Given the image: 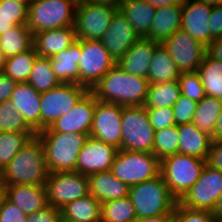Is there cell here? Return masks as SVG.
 <instances>
[{"label":"cell","instance_id":"obj_1","mask_svg":"<svg viewBox=\"0 0 222 222\" xmlns=\"http://www.w3.org/2000/svg\"><path fill=\"white\" fill-rule=\"evenodd\" d=\"M149 84L147 78L127 73L116 64L90 91L102 102L140 106L145 103Z\"/></svg>","mask_w":222,"mask_h":222},{"label":"cell","instance_id":"obj_2","mask_svg":"<svg viewBox=\"0 0 222 222\" xmlns=\"http://www.w3.org/2000/svg\"><path fill=\"white\" fill-rule=\"evenodd\" d=\"M43 144L36 135L19 150L2 170V184L44 185L48 177Z\"/></svg>","mask_w":222,"mask_h":222},{"label":"cell","instance_id":"obj_3","mask_svg":"<svg viewBox=\"0 0 222 222\" xmlns=\"http://www.w3.org/2000/svg\"><path fill=\"white\" fill-rule=\"evenodd\" d=\"M36 135L43 144L49 173L76 171L78 155L88 139V135L55 132L50 127Z\"/></svg>","mask_w":222,"mask_h":222},{"label":"cell","instance_id":"obj_4","mask_svg":"<svg viewBox=\"0 0 222 222\" xmlns=\"http://www.w3.org/2000/svg\"><path fill=\"white\" fill-rule=\"evenodd\" d=\"M128 197L135 208L137 218H149L173 213L176 200L159 176L129 187Z\"/></svg>","mask_w":222,"mask_h":222},{"label":"cell","instance_id":"obj_5","mask_svg":"<svg viewBox=\"0 0 222 222\" xmlns=\"http://www.w3.org/2000/svg\"><path fill=\"white\" fill-rule=\"evenodd\" d=\"M207 160L182 153L164 157L160 161L162 175L172 197L179 202L199 179Z\"/></svg>","mask_w":222,"mask_h":222},{"label":"cell","instance_id":"obj_6","mask_svg":"<svg viewBox=\"0 0 222 222\" xmlns=\"http://www.w3.org/2000/svg\"><path fill=\"white\" fill-rule=\"evenodd\" d=\"M160 160L148 152L118 150L110 172L129 187L160 175Z\"/></svg>","mask_w":222,"mask_h":222},{"label":"cell","instance_id":"obj_7","mask_svg":"<svg viewBox=\"0 0 222 222\" xmlns=\"http://www.w3.org/2000/svg\"><path fill=\"white\" fill-rule=\"evenodd\" d=\"M76 7L72 0H34L28 7L27 27L34 34L74 26Z\"/></svg>","mask_w":222,"mask_h":222},{"label":"cell","instance_id":"obj_8","mask_svg":"<svg viewBox=\"0 0 222 222\" xmlns=\"http://www.w3.org/2000/svg\"><path fill=\"white\" fill-rule=\"evenodd\" d=\"M121 127L122 150L153 153L155 130L144 105L124 106Z\"/></svg>","mask_w":222,"mask_h":222},{"label":"cell","instance_id":"obj_9","mask_svg":"<svg viewBox=\"0 0 222 222\" xmlns=\"http://www.w3.org/2000/svg\"><path fill=\"white\" fill-rule=\"evenodd\" d=\"M88 91L78 83H60L41 93V131L67 114Z\"/></svg>","mask_w":222,"mask_h":222},{"label":"cell","instance_id":"obj_10","mask_svg":"<svg viewBox=\"0 0 222 222\" xmlns=\"http://www.w3.org/2000/svg\"><path fill=\"white\" fill-rule=\"evenodd\" d=\"M79 84L91 90L116 65L100 40L80 39Z\"/></svg>","mask_w":222,"mask_h":222},{"label":"cell","instance_id":"obj_11","mask_svg":"<svg viewBox=\"0 0 222 222\" xmlns=\"http://www.w3.org/2000/svg\"><path fill=\"white\" fill-rule=\"evenodd\" d=\"M45 187L48 205L58 209L89 194L88 176L77 171L49 173Z\"/></svg>","mask_w":222,"mask_h":222},{"label":"cell","instance_id":"obj_12","mask_svg":"<svg viewBox=\"0 0 222 222\" xmlns=\"http://www.w3.org/2000/svg\"><path fill=\"white\" fill-rule=\"evenodd\" d=\"M117 10L89 1L77 4L74 18L76 39L100 40L112 23Z\"/></svg>","mask_w":222,"mask_h":222},{"label":"cell","instance_id":"obj_13","mask_svg":"<svg viewBox=\"0 0 222 222\" xmlns=\"http://www.w3.org/2000/svg\"><path fill=\"white\" fill-rule=\"evenodd\" d=\"M222 193V171L206 163L199 179L179 201L181 205L193 210L213 211Z\"/></svg>","mask_w":222,"mask_h":222},{"label":"cell","instance_id":"obj_14","mask_svg":"<svg viewBox=\"0 0 222 222\" xmlns=\"http://www.w3.org/2000/svg\"><path fill=\"white\" fill-rule=\"evenodd\" d=\"M180 73L195 72L207 54V47L182 29L162 42Z\"/></svg>","mask_w":222,"mask_h":222},{"label":"cell","instance_id":"obj_15","mask_svg":"<svg viewBox=\"0 0 222 222\" xmlns=\"http://www.w3.org/2000/svg\"><path fill=\"white\" fill-rule=\"evenodd\" d=\"M123 106L96 99L90 136L121 149V115Z\"/></svg>","mask_w":222,"mask_h":222},{"label":"cell","instance_id":"obj_16","mask_svg":"<svg viewBox=\"0 0 222 222\" xmlns=\"http://www.w3.org/2000/svg\"><path fill=\"white\" fill-rule=\"evenodd\" d=\"M118 150L89 136L78 155L76 171L85 176L110 171Z\"/></svg>","mask_w":222,"mask_h":222},{"label":"cell","instance_id":"obj_17","mask_svg":"<svg viewBox=\"0 0 222 222\" xmlns=\"http://www.w3.org/2000/svg\"><path fill=\"white\" fill-rule=\"evenodd\" d=\"M95 108L96 97L89 90L67 114L57 119L50 128L55 132L82 133L90 136Z\"/></svg>","mask_w":222,"mask_h":222},{"label":"cell","instance_id":"obj_18","mask_svg":"<svg viewBox=\"0 0 222 222\" xmlns=\"http://www.w3.org/2000/svg\"><path fill=\"white\" fill-rule=\"evenodd\" d=\"M139 39L140 36L135 32L131 23L118 9L100 41L115 62H118Z\"/></svg>","mask_w":222,"mask_h":222},{"label":"cell","instance_id":"obj_19","mask_svg":"<svg viewBox=\"0 0 222 222\" xmlns=\"http://www.w3.org/2000/svg\"><path fill=\"white\" fill-rule=\"evenodd\" d=\"M211 10L212 6L202 0H186L182 5L181 29L206 47L210 44Z\"/></svg>","mask_w":222,"mask_h":222},{"label":"cell","instance_id":"obj_20","mask_svg":"<svg viewBox=\"0 0 222 222\" xmlns=\"http://www.w3.org/2000/svg\"><path fill=\"white\" fill-rule=\"evenodd\" d=\"M23 115L27 125L37 134L41 131V93L28 82H17L9 99Z\"/></svg>","mask_w":222,"mask_h":222},{"label":"cell","instance_id":"obj_21","mask_svg":"<svg viewBox=\"0 0 222 222\" xmlns=\"http://www.w3.org/2000/svg\"><path fill=\"white\" fill-rule=\"evenodd\" d=\"M158 44L152 39L140 38L116 64L127 73L148 79L150 63Z\"/></svg>","mask_w":222,"mask_h":222},{"label":"cell","instance_id":"obj_22","mask_svg":"<svg viewBox=\"0 0 222 222\" xmlns=\"http://www.w3.org/2000/svg\"><path fill=\"white\" fill-rule=\"evenodd\" d=\"M6 199L16 205L26 215L48 206L44 185L14 184L5 186Z\"/></svg>","mask_w":222,"mask_h":222},{"label":"cell","instance_id":"obj_23","mask_svg":"<svg viewBox=\"0 0 222 222\" xmlns=\"http://www.w3.org/2000/svg\"><path fill=\"white\" fill-rule=\"evenodd\" d=\"M76 41L74 26L39 31L33 34V46L40 57H52Z\"/></svg>","mask_w":222,"mask_h":222},{"label":"cell","instance_id":"obj_24","mask_svg":"<svg viewBox=\"0 0 222 222\" xmlns=\"http://www.w3.org/2000/svg\"><path fill=\"white\" fill-rule=\"evenodd\" d=\"M178 153L208 160L212 137L198 129L193 122L178 125Z\"/></svg>","mask_w":222,"mask_h":222},{"label":"cell","instance_id":"obj_25","mask_svg":"<svg viewBox=\"0 0 222 222\" xmlns=\"http://www.w3.org/2000/svg\"><path fill=\"white\" fill-rule=\"evenodd\" d=\"M89 194L101 204L110 200L128 197L129 186L120 181L110 171L97 172L88 176Z\"/></svg>","mask_w":222,"mask_h":222},{"label":"cell","instance_id":"obj_26","mask_svg":"<svg viewBox=\"0 0 222 222\" xmlns=\"http://www.w3.org/2000/svg\"><path fill=\"white\" fill-rule=\"evenodd\" d=\"M80 39L67 49L50 57L51 68L60 83L79 84Z\"/></svg>","mask_w":222,"mask_h":222},{"label":"cell","instance_id":"obj_27","mask_svg":"<svg viewBox=\"0 0 222 222\" xmlns=\"http://www.w3.org/2000/svg\"><path fill=\"white\" fill-rule=\"evenodd\" d=\"M182 5L156 8L149 34L145 37L162 43L181 29Z\"/></svg>","mask_w":222,"mask_h":222},{"label":"cell","instance_id":"obj_28","mask_svg":"<svg viewBox=\"0 0 222 222\" xmlns=\"http://www.w3.org/2000/svg\"><path fill=\"white\" fill-rule=\"evenodd\" d=\"M120 11L125 15L140 38L146 37L151 29L156 8L146 0H124Z\"/></svg>","mask_w":222,"mask_h":222},{"label":"cell","instance_id":"obj_29","mask_svg":"<svg viewBox=\"0 0 222 222\" xmlns=\"http://www.w3.org/2000/svg\"><path fill=\"white\" fill-rule=\"evenodd\" d=\"M60 211L63 220L72 222L101 221V203L90 194L66 204Z\"/></svg>","mask_w":222,"mask_h":222},{"label":"cell","instance_id":"obj_30","mask_svg":"<svg viewBox=\"0 0 222 222\" xmlns=\"http://www.w3.org/2000/svg\"><path fill=\"white\" fill-rule=\"evenodd\" d=\"M180 71L173 58L168 53L162 43H159L154 50V55L150 63L148 80L150 84L170 82L177 80Z\"/></svg>","mask_w":222,"mask_h":222},{"label":"cell","instance_id":"obj_31","mask_svg":"<svg viewBox=\"0 0 222 222\" xmlns=\"http://www.w3.org/2000/svg\"><path fill=\"white\" fill-rule=\"evenodd\" d=\"M33 46V34L27 25H15L0 35V49L4 59L13 57Z\"/></svg>","mask_w":222,"mask_h":222},{"label":"cell","instance_id":"obj_32","mask_svg":"<svg viewBox=\"0 0 222 222\" xmlns=\"http://www.w3.org/2000/svg\"><path fill=\"white\" fill-rule=\"evenodd\" d=\"M222 109V99L206 95L197 102L193 123L202 132L207 133L213 139L214 130Z\"/></svg>","mask_w":222,"mask_h":222},{"label":"cell","instance_id":"obj_33","mask_svg":"<svg viewBox=\"0 0 222 222\" xmlns=\"http://www.w3.org/2000/svg\"><path fill=\"white\" fill-rule=\"evenodd\" d=\"M197 72L205 94L222 99V62L207 53Z\"/></svg>","mask_w":222,"mask_h":222},{"label":"cell","instance_id":"obj_34","mask_svg":"<svg viewBox=\"0 0 222 222\" xmlns=\"http://www.w3.org/2000/svg\"><path fill=\"white\" fill-rule=\"evenodd\" d=\"M180 95L177 80L149 84L144 106L146 108L173 107Z\"/></svg>","mask_w":222,"mask_h":222},{"label":"cell","instance_id":"obj_35","mask_svg":"<svg viewBox=\"0 0 222 222\" xmlns=\"http://www.w3.org/2000/svg\"><path fill=\"white\" fill-rule=\"evenodd\" d=\"M37 56L38 54L34 46H32L24 52L4 59L0 71L7 75L11 80L16 82H27Z\"/></svg>","mask_w":222,"mask_h":222},{"label":"cell","instance_id":"obj_36","mask_svg":"<svg viewBox=\"0 0 222 222\" xmlns=\"http://www.w3.org/2000/svg\"><path fill=\"white\" fill-rule=\"evenodd\" d=\"M27 82L39 93L47 92L60 84L51 68L50 58L37 56Z\"/></svg>","mask_w":222,"mask_h":222},{"label":"cell","instance_id":"obj_37","mask_svg":"<svg viewBox=\"0 0 222 222\" xmlns=\"http://www.w3.org/2000/svg\"><path fill=\"white\" fill-rule=\"evenodd\" d=\"M136 218L135 208L129 197L101 204L100 222H134Z\"/></svg>","mask_w":222,"mask_h":222},{"label":"cell","instance_id":"obj_38","mask_svg":"<svg viewBox=\"0 0 222 222\" xmlns=\"http://www.w3.org/2000/svg\"><path fill=\"white\" fill-rule=\"evenodd\" d=\"M36 136V133L0 131V170L2 171L19 150Z\"/></svg>","mask_w":222,"mask_h":222},{"label":"cell","instance_id":"obj_39","mask_svg":"<svg viewBox=\"0 0 222 222\" xmlns=\"http://www.w3.org/2000/svg\"><path fill=\"white\" fill-rule=\"evenodd\" d=\"M28 7L14 0H0V35L15 25H27Z\"/></svg>","mask_w":222,"mask_h":222},{"label":"cell","instance_id":"obj_40","mask_svg":"<svg viewBox=\"0 0 222 222\" xmlns=\"http://www.w3.org/2000/svg\"><path fill=\"white\" fill-rule=\"evenodd\" d=\"M178 125L156 130L153 141V155L160 161L169 155L178 153Z\"/></svg>","mask_w":222,"mask_h":222},{"label":"cell","instance_id":"obj_41","mask_svg":"<svg viewBox=\"0 0 222 222\" xmlns=\"http://www.w3.org/2000/svg\"><path fill=\"white\" fill-rule=\"evenodd\" d=\"M0 131L35 133L10 100L0 103Z\"/></svg>","mask_w":222,"mask_h":222},{"label":"cell","instance_id":"obj_42","mask_svg":"<svg viewBox=\"0 0 222 222\" xmlns=\"http://www.w3.org/2000/svg\"><path fill=\"white\" fill-rule=\"evenodd\" d=\"M181 95L196 102L201 101L205 96V91L201 83L200 75L195 72H182L178 79Z\"/></svg>","mask_w":222,"mask_h":222},{"label":"cell","instance_id":"obj_43","mask_svg":"<svg viewBox=\"0 0 222 222\" xmlns=\"http://www.w3.org/2000/svg\"><path fill=\"white\" fill-rule=\"evenodd\" d=\"M175 222H217L212 211L193 210L176 202L173 209Z\"/></svg>","mask_w":222,"mask_h":222},{"label":"cell","instance_id":"obj_44","mask_svg":"<svg viewBox=\"0 0 222 222\" xmlns=\"http://www.w3.org/2000/svg\"><path fill=\"white\" fill-rule=\"evenodd\" d=\"M146 111L155 131L176 125L172 107L146 108Z\"/></svg>","mask_w":222,"mask_h":222},{"label":"cell","instance_id":"obj_45","mask_svg":"<svg viewBox=\"0 0 222 222\" xmlns=\"http://www.w3.org/2000/svg\"><path fill=\"white\" fill-rule=\"evenodd\" d=\"M196 105V101L180 95L179 99L172 107L176 125L192 122Z\"/></svg>","mask_w":222,"mask_h":222},{"label":"cell","instance_id":"obj_46","mask_svg":"<svg viewBox=\"0 0 222 222\" xmlns=\"http://www.w3.org/2000/svg\"><path fill=\"white\" fill-rule=\"evenodd\" d=\"M0 222H27V215L8 199H5L0 209Z\"/></svg>","mask_w":222,"mask_h":222},{"label":"cell","instance_id":"obj_47","mask_svg":"<svg viewBox=\"0 0 222 222\" xmlns=\"http://www.w3.org/2000/svg\"><path fill=\"white\" fill-rule=\"evenodd\" d=\"M61 211L51 205L27 215V222H60Z\"/></svg>","mask_w":222,"mask_h":222},{"label":"cell","instance_id":"obj_48","mask_svg":"<svg viewBox=\"0 0 222 222\" xmlns=\"http://www.w3.org/2000/svg\"><path fill=\"white\" fill-rule=\"evenodd\" d=\"M210 43L218 37H222V5L212 6L209 17Z\"/></svg>","mask_w":222,"mask_h":222},{"label":"cell","instance_id":"obj_49","mask_svg":"<svg viewBox=\"0 0 222 222\" xmlns=\"http://www.w3.org/2000/svg\"><path fill=\"white\" fill-rule=\"evenodd\" d=\"M207 163L222 171V140H212Z\"/></svg>","mask_w":222,"mask_h":222},{"label":"cell","instance_id":"obj_50","mask_svg":"<svg viewBox=\"0 0 222 222\" xmlns=\"http://www.w3.org/2000/svg\"><path fill=\"white\" fill-rule=\"evenodd\" d=\"M17 82L11 80L0 71V103L8 101L16 87Z\"/></svg>","mask_w":222,"mask_h":222},{"label":"cell","instance_id":"obj_51","mask_svg":"<svg viewBox=\"0 0 222 222\" xmlns=\"http://www.w3.org/2000/svg\"><path fill=\"white\" fill-rule=\"evenodd\" d=\"M207 53L222 62V37L215 38L208 46Z\"/></svg>","mask_w":222,"mask_h":222},{"label":"cell","instance_id":"obj_52","mask_svg":"<svg viewBox=\"0 0 222 222\" xmlns=\"http://www.w3.org/2000/svg\"><path fill=\"white\" fill-rule=\"evenodd\" d=\"M134 222H175L173 213L149 218H136Z\"/></svg>","mask_w":222,"mask_h":222},{"label":"cell","instance_id":"obj_53","mask_svg":"<svg viewBox=\"0 0 222 222\" xmlns=\"http://www.w3.org/2000/svg\"><path fill=\"white\" fill-rule=\"evenodd\" d=\"M150 3V5L154 6L155 8L165 7V6H172V5H183L186 0H146Z\"/></svg>","mask_w":222,"mask_h":222},{"label":"cell","instance_id":"obj_54","mask_svg":"<svg viewBox=\"0 0 222 222\" xmlns=\"http://www.w3.org/2000/svg\"><path fill=\"white\" fill-rule=\"evenodd\" d=\"M124 0H89V2L98 5H106L116 9H120Z\"/></svg>","mask_w":222,"mask_h":222},{"label":"cell","instance_id":"obj_55","mask_svg":"<svg viewBox=\"0 0 222 222\" xmlns=\"http://www.w3.org/2000/svg\"><path fill=\"white\" fill-rule=\"evenodd\" d=\"M212 213L214 214L217 222H222V193L218 197Z\"/></svg>","mask_w":222,"mask_h":222},{"label":"cell","instance_id":"obj_56","mask_svg":"<svg viewBox=\"0 0 222 222\" xmlns=\"http://www.w3.org/2000/svg\"><path fill=\"white\" fill-rule=\"evenodd\" d=\"M213 140H222V109L219 114L217 124L214 130Z\"/></svg>","mask_w":222,"mask_h":222},{"label":"cell","instance_id":"obj_57","mask_svg":"<svg viewBox=\"0 0 222 222\" xmlns=\"http://www.w3.org/2000/svg\"><path fill=\"white\" fill-rule=\"evenodd\" d=\"M5 199H6L5 186L1 183L0 184V209L2 207V203Z\"/></svg>","mask_w":222,"mask_h":222},{"label":"cell","instance_id":"obj_58","mask_svg":"<svg viewBox=\"0 0 222 222\" xmlns=\"http://www.w3.org/2000/svg\"><path fill=\"white\" fill-rule=\"evenodd\" d=\"M202 1L207 3L210 6L222 5V0H202Z\"/></svg>","mask_w":222,"mask_h":222},{"label":"cell","instance_id":"obj_59","mask_svg":"<svg viewBox=\"0 0 222 222\" xmlns=\"http://www.w3.org/2000/svg\"><path fill=\"white\" fill-rule=\"evenodd\" d=\"M16 2H19V3H22V4H25L27 7L30 6V4L34 1V0H14Z\"/></svg>","mask_w":222,"mask_h":222},{"label":"cell","instance_id":"obj_60","mask_svg":"<svg viewBox=\"0 0 222 222\" xmlns=\"http://www.w3.org/2000/svg\"><path fill=\"white\" fill-rule=\"evenodd\" d=\"M3 61H4V58L2 56L1 49H0V69H1V67L3 65Z\"/></svg>","mask_w":222,"mask_h":222},{"label":"cell","instance_id":"obj_61","mask_svg":"<svg viewBox=\"0 0 222 222\" xmlns=\"http://www.w3.org/2000/svg\"><path fill=\"white\" fill-rule=\"evenodd\" d=\"M72 1H74L76 4H80L82 2H87L89 0H72Z\"/></svg>","mask_w":222,"mask_h":222},{"label":"cell","instance_id":"obj_62","mask_svg":"<svg viewBox=\"0 0 222 222\" xmlns=\"http://www.w3.org/2000/svg\"><path fill=\"white\" fill-rule=\"evenodd\" d=\"M2 183V171L0 170V184Z\"/></svg>","mask_w":222,"mask_h":222},{"label":"cell","instance_id":"obj_63","mask_svg":"<svg viewBox=\"0 0 222 222\" xmlns=\"http://www.w3.org/2000/svg\"><path fill=\"white\" fill-rule=\"evenodd\" d=\"M60 222H72V221H69V220H63L62 218L60 219Z\"/></svg>","mask_w":222,"mask_h":222}]
</instances>
